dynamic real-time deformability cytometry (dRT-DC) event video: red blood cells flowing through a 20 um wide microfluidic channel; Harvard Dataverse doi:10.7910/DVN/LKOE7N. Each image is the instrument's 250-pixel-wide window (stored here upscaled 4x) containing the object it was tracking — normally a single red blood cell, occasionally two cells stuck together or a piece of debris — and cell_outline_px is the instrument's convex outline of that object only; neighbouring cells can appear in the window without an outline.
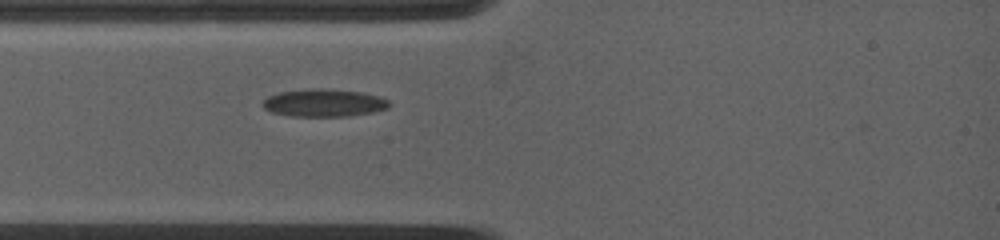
{"species": "common noctule bat (a hibernating species)", "species_latin": "Nyctalus noctula", "temperature_condition": "warm", "stored_images_in_passage": 55, "camera_frame_rate_fps": 4500, "um_per_image_px": 0.085, "animal": {"sex": "female", "body_mass_g": 19.0, "forearm_length_mm": 53.3}, "frame": {"image": 1, "passage_image": 1, "time_ms": 0.0, "image_size_px": [1000, 240], "cell_outline_px": [[392, 104], [388, 108], [372, 112], [348, 116], [288, 116], [272, 112], [264, 108], [260, 104], [268, 96], [280, 92], [312, 88], [320, 88], [364, 92], [380, 96], [388, 100]], "centroid_in_image_um": [27.55, 8.74], "position_along_channel_um": 57.5, "area_um2": 20.52}}
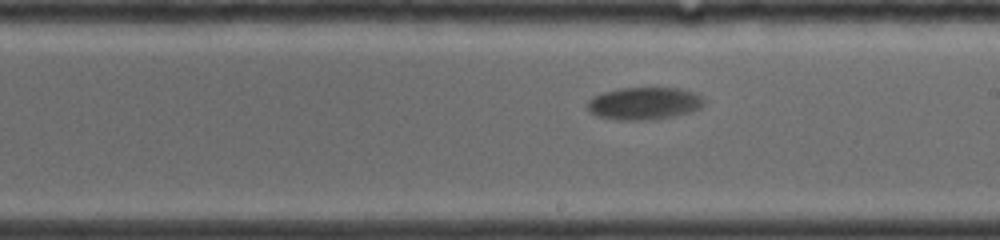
{"frame": {"image": 2, "passage_image": 24, "time_ms": 5.111, "image_size_px": [1000, 240], "cell_outline_px": [[704, 104], [700, 108], [692, 112], [652, 120], [620, 120], [596, 116], [588, 112], [584, 104], [592, 96], [604, 92], [620, 88], [680, 88], [696, 92], [704, 100]], "centroid_in_image_um": [54.71, 8.79], "position_along_channel_um": 234.3, "area_um2": 22.43}}
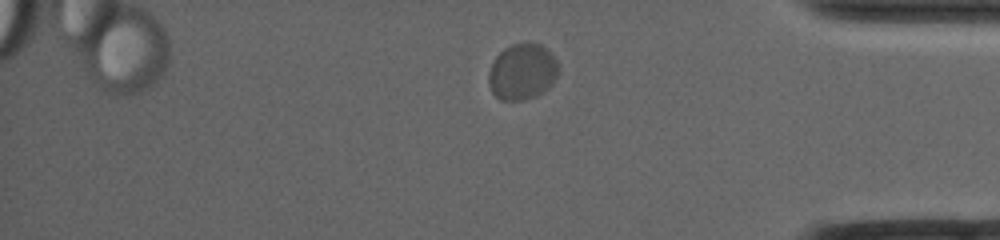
{"frame": {"image": 3, "passage_image": 47, "time_ms": 10.222, "image_size_px": [1000, 240], "cell_outline_px": [[560, 72], [556, 80], [548, 88], [536, 96], [524, 100], [500, 100], [492, 92], [488, 84], [488, 72], [496, 56], [504, 48], [512, 44], [540, 44], [548, 48], [556, 60], [560, 68]], "centroid_in_image_um": [44.42, 6.11], "position_along_channel_um": 390.8, "area_um2": 23.06}}